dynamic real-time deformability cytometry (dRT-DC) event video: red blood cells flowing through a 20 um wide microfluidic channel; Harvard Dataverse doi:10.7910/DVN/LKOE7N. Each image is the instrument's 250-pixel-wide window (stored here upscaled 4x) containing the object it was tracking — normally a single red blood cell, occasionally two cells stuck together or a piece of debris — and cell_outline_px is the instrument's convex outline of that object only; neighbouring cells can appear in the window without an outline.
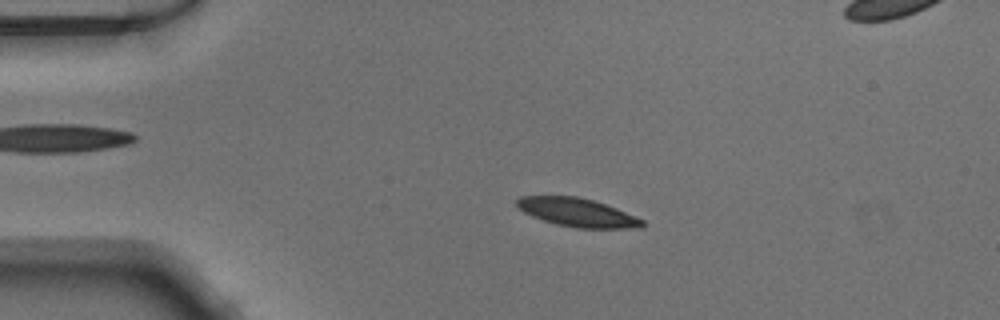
{"species": "Egyptian fruit bat (a non-hibernating species)", "species_latin": "Rousettus aegyptiacus", "temperature_condition": "warm", "stored_images_in_passage": 52, "camera_frame_rate_fps": 3000, "um_per_image_px": 0.085, "animal": {"sex": "male"}, "frame": {"image": 1, "passage_image": 11, "time_ms": 3.333, "image_size_px": [1000, 320], "cell_outline_px": [[644, 228], [576, 228], [556, 224], [532, 216], [524, 212], [516, 204], [516, 200], [520, 196], [576, 196], [592, 200], [616, 208], [644, 220]], "centroid_in_image_um": [49.09, 18.06], "position_along_channel_um": 35.9, "area_um2": 20.63}}
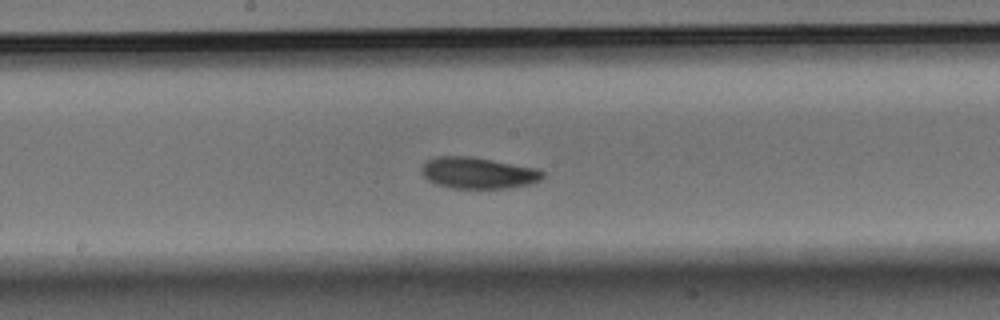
{"frame": {"image": 2, "passage_image": 27, "time_ms": 8.667, "image_size_px": [1000, 320], "cell_outline_px": [[544, 176], [540, 180], [532, 184], [508, 188], [452, 188], [436, 184], [428, 180], [420, 172], [420, 168], [424, 160], [436, 156], [472, 156], [536, 168], [544, 172]], "centroid_in_image_um": [40.6, 14.69], "position_along_channel_um": 207.6, "area_um2": 22.43}}
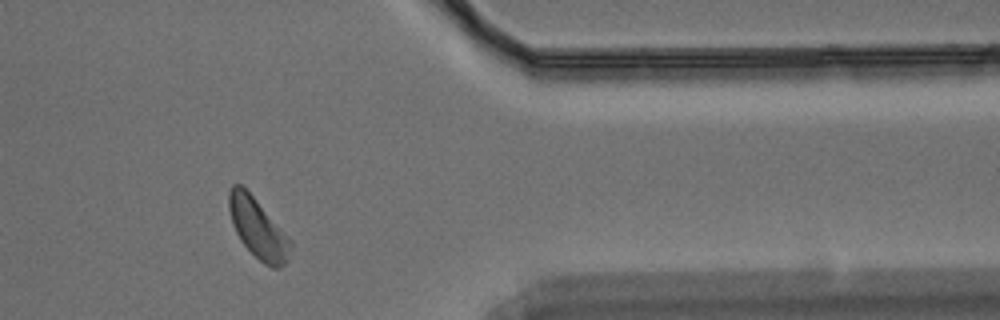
{"frame": {"image": 3, "passage_image": 42, "time_ms": 13.667, "image_size_px": [1000, 320], "cell_outline_px": [[292, 244], [288, 260], [284, 264], [276, 268], [272, 268], [264, 264], [240, 240], [236, 232], [228, 208], [228, 192], [232, 184], [240, 184], [252, 196], [292, 240]], "centroid_in_image_um": [21.93, 19.42], "position_along_channel_um": 389.5, "area_um2": 21.04}}